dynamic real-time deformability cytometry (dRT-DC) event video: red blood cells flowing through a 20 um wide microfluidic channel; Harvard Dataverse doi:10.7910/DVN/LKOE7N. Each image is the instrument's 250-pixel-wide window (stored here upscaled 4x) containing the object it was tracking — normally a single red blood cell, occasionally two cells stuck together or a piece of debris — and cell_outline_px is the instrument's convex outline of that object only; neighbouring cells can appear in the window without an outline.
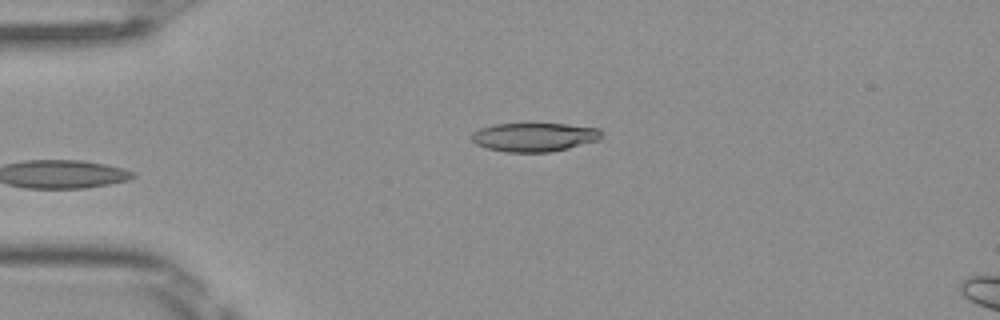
{"species": "Egyptian fruit bat (a non-hibernating species)", "species_latin": "Rousettus aegyptiacus", "temperature_condition": "room temperature", "stored_images_in_passage": 4, "camera_frame_rate_fps": 3000, "um_per_image_px": 0.085, "frame": {"image": 1, "passage_image": 4, "time_ms": 1.0, "image_size_px": [1000, 320], "cell_outline_px": [[600, 140], [568, 148], [548, 152], [508, 152], [484, 148], [476, 144], [472, 140], [472, 132], [480, 128], [492, 124], [568, 124], [600, 128]], "centroid_in_image_um": [45.39, 11.65], "position_along_channel_um": 39.6, "area_um2": 21.79}}